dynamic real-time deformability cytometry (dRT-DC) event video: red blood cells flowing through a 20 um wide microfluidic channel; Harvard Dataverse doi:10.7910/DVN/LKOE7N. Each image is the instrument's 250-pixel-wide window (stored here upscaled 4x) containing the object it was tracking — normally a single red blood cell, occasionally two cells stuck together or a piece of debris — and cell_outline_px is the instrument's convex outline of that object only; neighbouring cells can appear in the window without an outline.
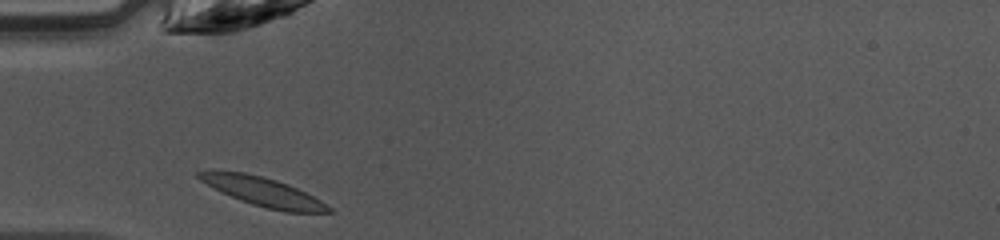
{"species": "common noctule bat (a hibernating species)", "species_latin": "Nyctalus noctula", "temperature_condition": "warm", "stored_images_in_passage": 26, "camera_frame_rate_fps": 3000, "um_per_image_px": 0.085, "animal": {"sex": "female", "body_mass_g": 10.0, "forearm_length_mm": 53.1}, "frame": {"image": 1, "passage_image": 1, "time_ms": 0.0, "image_size_px": [1000, 240], "cell_outline_px": [[332, 212], [284, 212], [252, 204], [240, 200], [200, 180], [196, 176], [196, 172], [244, 172], [276, 180], [288, 184], [320, 200], [332, 208]], "centroid_in_image_um": [22.43, 16.32], "position_along_channel_um": 62.6, "area_um2": 20.98}}
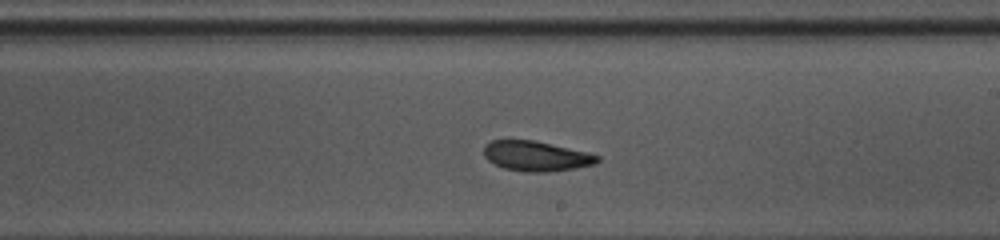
{"frame": {"image": 2, "passage_image": 14, "time_ms": 4.333, "image_size_px": [1000, 240], "cell_outline_px": [[600, 160], [596, 164], [576, 168], [548, 172], [524, 172], [504, 168], [488, 160], [484, 156], [484, 144], [492, 140], [536, 140], [588, 152], [600, 156]], "centroid_in_image_um": [45.6, 13.26], "position_along_channel_um": 243.4, "area_um2": 20.06}}
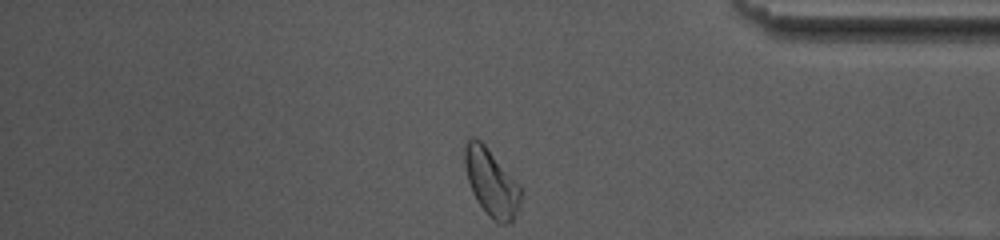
{"frame": {"image": 3, "passage_image": 26, "time_ms": 8.333, "image_size_px": [1000, 240], "cell_outline_px": [[524, 192], [520, 204], [512, 224], [500, 224], [492, 220], [476, 200], [472, 192], [468, 180], [464, 164], [464, 148], [468, 140], [472, 136], [480, 140], [484, 144], [520, 184]], "centroid_in_image_um": [41.8, 15.55], "position_along_channel_um": 393.4, "area_um2": 22.31}, "authors_computed_cell_mechanics": {"area_um2": 20.2878, "velocity_mm_per_s": 4.2092, "shape_relaxation_time_tau1_ms": 7.9445, "shape_relaxation_time_tau2_ms": 3.1525, "deformation_change_tau1": 0.1882, "deformation_change_tau2": 0.1025}}